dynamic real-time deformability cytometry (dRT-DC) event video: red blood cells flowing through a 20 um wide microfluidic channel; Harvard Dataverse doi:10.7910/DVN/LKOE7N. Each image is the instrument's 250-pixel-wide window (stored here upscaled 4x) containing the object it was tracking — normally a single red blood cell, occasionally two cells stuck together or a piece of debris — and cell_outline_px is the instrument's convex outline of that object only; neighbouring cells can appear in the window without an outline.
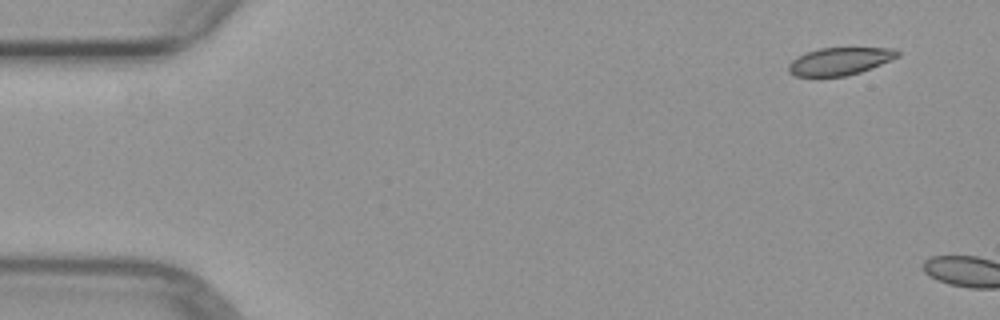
{"species": "common noctule bat (a hibernating species)", "species_latin": "Nyctalus noctula", "temperature_condition": "warm", "stored_images_in_passage": 2, "camera_frame_rate_fps": 3000, "um_per_image_px": 0.085, "animal": {"sex": "female", "body_mass_g": 29.2, "forearm_length_mm": 56.3}, "frame": {"image": 1, "passage_image": 1, "time_ms": 0.0, "image_size_px": [1000, 320], "cell_outline_px": [[900, 56], [872, 68], [860, 72], [844, 76], [796, 76], [788, 72], [788, 64], [792, 60], [808, 52], [820, 48], [896, 48], [900, 52]], "centroid_in_image_um": [71.42, 5.2], "position_along_channel_um": 13.6, "area_um2": 17.4}}